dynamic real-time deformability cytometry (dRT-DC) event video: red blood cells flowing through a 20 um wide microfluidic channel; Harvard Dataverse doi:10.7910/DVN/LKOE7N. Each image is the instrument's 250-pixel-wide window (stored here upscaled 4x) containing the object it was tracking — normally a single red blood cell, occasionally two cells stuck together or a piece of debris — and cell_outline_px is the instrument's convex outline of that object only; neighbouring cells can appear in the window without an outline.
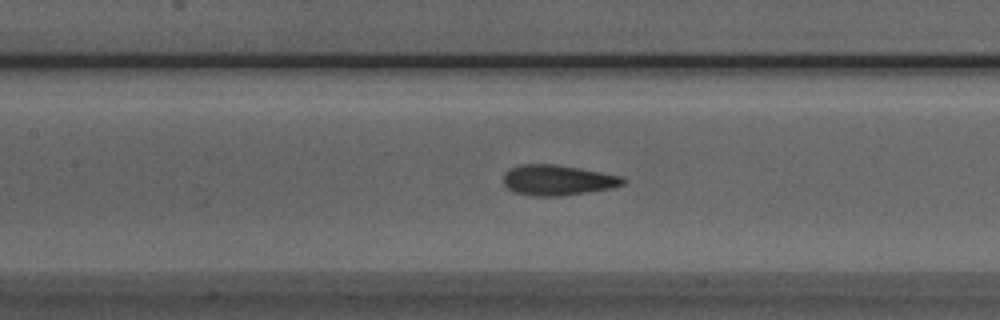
{"species": "Egyptian fruit bat (a non-hibernating species)", "species_latin": "Rousettus aegyptiacus", "temperature_condition": "room temperature", "stored_images_in_passage": 39, "camera_frame_rate_fps": 3000, "um_per_image_px": 0.085, "animal": {"sex": "male"}, "frame": {"image": 1, "passage_image": 10, "time_ms": 3.0, "image_size_px": [1000, 320], "cell_outline_px": [[628, 180], [624, 184], [612, 188], [588, 192], [560, 196], [532, 196], [512, 192], [504, 184], [504, 172], [508, 168], [520, 164], [556, 164], [580, 168], [624, 176]], "centroid_in_image_um": [47.41, 15.3], "position_along_channel_um": 160.0, "area_um2": 21.56}}
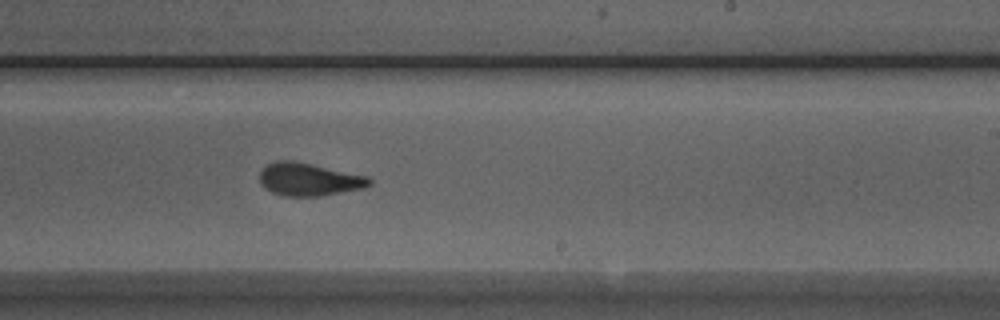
{"frame": {"image": 2, "passage_image": 18, "time_ms": 5.667, "image_size_px": [1000, 320], "cell_outline_px": [[372, 184], [364, 188], [320, 196], [284, 196], [272, 192], [260, 184], [260, 172], [268, 164], [276, 160], [292, 160], [312, 164], [368, 176], [372, 180]], "centroid_in_image_um": [26.27, 15.25], "position_along_channel_um": 262.7, "area_um2": 20.98}}
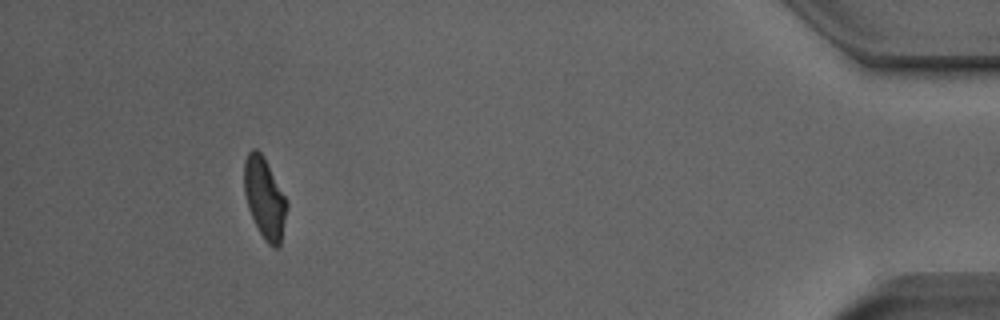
{"frame": {"image": 3, "passage_image": 35, "time_ms": 11.333, "image_size_px": [1000, 320], "cell_outline_px": [[288, 208], [280, 244], [276, 248], [272, 248], [264, 240], [248, 208], [244, 192], [244, 160], [248, 152], [252, 148], [256, 148], [264, 156], [288, 200]], "centroid_in_image_um": [22.51, 16.81], "position_along_channel_um": 412.7, "area_um2": 20.35}, "authors_computed_cell_mechanics": {"area_um2": 21.097, "velocity_mm_per_s": 3.8658, "shape_relaxation_time_tau1_ms": 5.0213, "shape_relaxation_time_tau2_ms": 1.1295, "deformation_change_tau1": 0.153, "deformation_change_tau2": 0.0648}}